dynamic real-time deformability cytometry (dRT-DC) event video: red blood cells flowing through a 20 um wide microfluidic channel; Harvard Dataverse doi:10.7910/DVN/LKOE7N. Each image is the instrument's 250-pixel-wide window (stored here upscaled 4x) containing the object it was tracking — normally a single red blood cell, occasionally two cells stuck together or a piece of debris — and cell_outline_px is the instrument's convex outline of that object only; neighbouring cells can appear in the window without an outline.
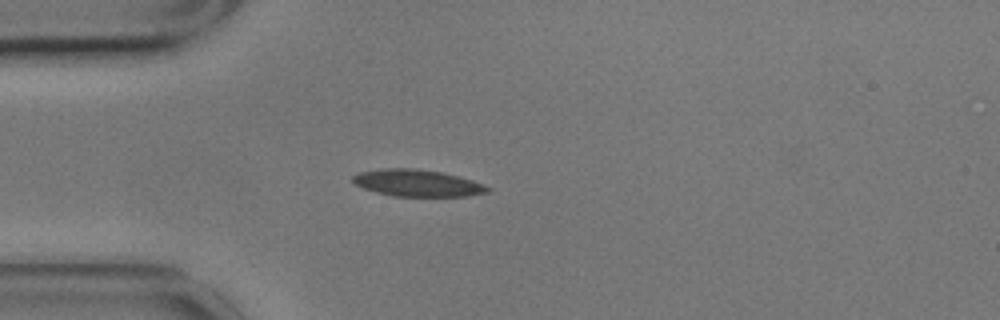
{"species": "common noctule bat (a hibernating species)", "species_latin": "Nyctalus noctula", "temperature_condition": "cold", "stored_images_in_passage": 11, "camera_frame_rate_fps": 3000, "um_per_image_px": 0.085, "animal": {"sex": "male", "body_mass_g": 17.9}, "frame": {"image": 1, "passage_image": 1, "time_ms": 0.0, "image_size_px": [1000, 320], "cell_outline_px": [[492, 188], [488, 192], [468, 196], [392, 196], [376, 192], [364, 188], [356, 184], [352, 180], [352, 176], [360, 172], [384, 168], [412, 168], [440, 172], [472, 180]], "centroid_in_image_um": [35.47, 15.56], "position_along_channel_um": 49.5, "area_um2": 20.87}}